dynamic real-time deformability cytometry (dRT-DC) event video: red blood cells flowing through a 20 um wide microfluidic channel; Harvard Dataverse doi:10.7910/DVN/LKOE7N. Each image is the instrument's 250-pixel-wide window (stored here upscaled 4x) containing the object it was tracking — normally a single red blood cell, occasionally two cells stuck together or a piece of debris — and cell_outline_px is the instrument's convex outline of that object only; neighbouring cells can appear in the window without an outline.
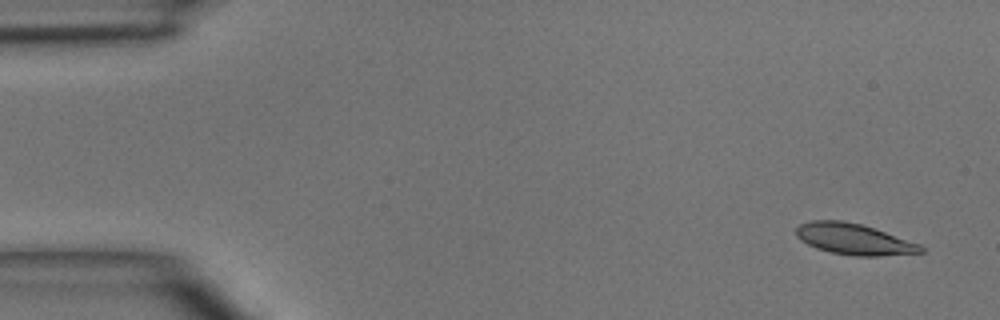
{"species": "common noctule bat (a hibernating species)", "species_latin": "Nyctalus noctula", "temperature_condition": "room temperature", "stored_images_in_passage": 4, "camera_frame_rate_fps": 3000, "um_per_image_px": 0.085, "animal": {"sex": "male", "body_mass_g": 15.6}, "frame": {"image": 1, "passage_image": 1, "time_ms": 0.0, "image_size_px": [1000, 320], "cell_outline_px": [[924, 252], [880, 256], [852, 256], [832, 252], [816, 248], [800, 240], [796, 236], [796, 228], [800, 224], [812, 220], [844, 220], [860, 224], [920, 244], [924, 248]], "centroid_in_image_um": [72.55, 20.33], "position_along_channel_um": 12.4, "area_um2": 22.37}}
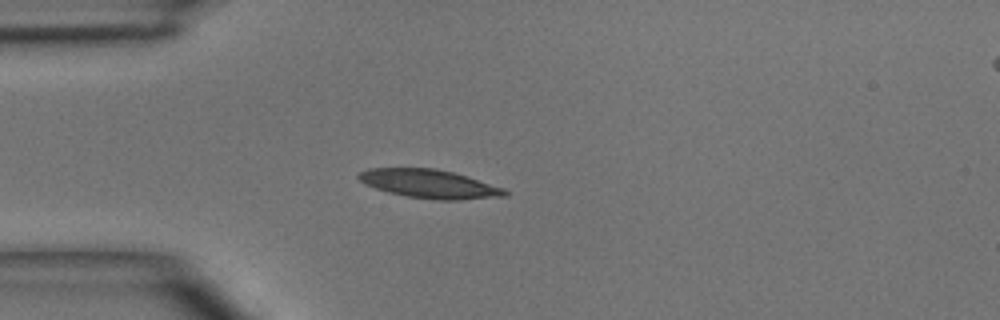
{"frame": {"image": 2, "passage_image": 4, "time_ms": 3.333, "image_size_px": [1000, 320], "cell_outline_px": [[508, 196], [460, 200], [436, 200], [408, 196], [388, 192], [364, 184], [356, 176], [356, 172], [368, 168], [436, 168], [468, 176], [504, 188], [508, 192]], "centroid_in_image_um": [36.49, 15.62], "position_along_channel_um": 48.5, "area_um2": 24.57}}